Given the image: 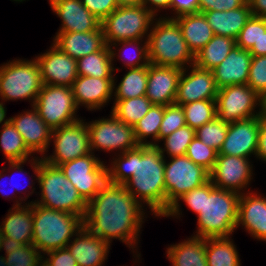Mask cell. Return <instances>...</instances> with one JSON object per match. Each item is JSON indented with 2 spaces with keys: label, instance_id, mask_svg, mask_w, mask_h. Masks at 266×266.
Returning <instances> with one entry per match:
<instances>
[{
  "label": "cell",
  "instance_id": "1",
  "mask_svg": "<svg viewBox=\"0 0 266 266\" xmlns=\"http://www.w3.org/2000/svg\"><path fill=\"white\" fill-rule=\"evenodd\" d=\"M144 207L124 185L107 181L87 203L83 225L91 234L110 244L112 239L120 240L134 253L144 218H147Z\"/></svg>",
  "mask_w": 266,
  "mask_h": 266
},
{
  "label": "cell",
  "instance_id": "2",
  "mask_svg": "<svg viewBox=\"0 0 266 266\" xmlns=\"http://www.w3.org/2000/svg\"><path fill=\"white\" fill-rule=\"evenodd\" d=\"M107 181L124 185L156 217L166 214L165 157L157 145H139L112 158ZM143 202V203H142Z\"/></svg>",
  "mask_w": 266,
  "mask_h": 266
},
{
  "label": "cell",
  "instance_id": "3",
  "mask_svg": "<svg viewBox=\"0 0 266 266\" xmlns=\"http://www.w3.org/2000/svg\"><path fill=\"white\" fill-rule=\"evenodd\" d=\"M28 162L36 176L41 197L28 204H38L48 209L61 210L79 215L83 220L87 212V202L81 197L70 180H68L59 166L51 165L42 157H30Z\"/></svg>",
  "mask_w": 266,
  "mask_h": 266
},
{
  "label": "cell",
  "instance_id": "4",
  "mask_svg": "<svg viewBox=\"0 0 266 266\" xmlns=\"http://www.w3.org/2000/svg\"><path fill=\"white\" fill-rule=\"evenodd\" d=\"M239 199V193L217 188L210 180L203 184L202 210L197 215V230L193 236H231L236 230Z\"/></svg>",
  "mask_w": 266,
  "mask_h": 266
},
{
  "label": "cell",
  "instance_id": "5",
  "mask_svg": "<svg viewBox=\"0 0 266 266\" xmlns=\"http://www.w3.org/2000/svg\"><path fill=\"white\" fill-rule=\"evenodd\" d=\"M155 20L147 39L150 63L180 69L193 65L195 56L188 48L177 21L162 16Z\"/></svg>",
  "mask_w": 266,
  "mask_h": 266
},
{
  "label": "cell",
  "instance_id": "6",
  "mask_svg": "<svg viewBox=\"0 0 266 266\" xmlns=\"http://www.w3.org/2000/svg\"><path fill=\"white\" fill-rule=\"evenodd\" d=\"M83 226L79 215L33 203L32 245L43 254L66 247Z\"/></svg>",
  "mask_w": 266,
  "mask_h": 266
},
{
  "label": "cell",
  "instance_id": "7",
  "mask_svg": "<svg viewBox=\"0 0 266 266\" xmlns=\"http://www.w3.org/2000/svg\"><path fill=\"white\" fill-rule=\"evenodd\" d=\"M43 86L39 63L15 59L0 66V99L4 101L29 100L31 106Z\"/></svg>",
  "mask_w": 266,
  "mask_h": 266
},
{
  "label": "cell",
  "instance_id": "8",
  "mask_svg": "<svg viewBox=\"0 0 266 266\" xmlns=\"http://www.w3.org/2000/svg\"><path fill=\"white\" fill-rule=\"evenodd\" d=\"M155 18L141 4L117 7L101 22L105 44L109 46L112 43L125 40H147L150 33L149 29H151Z\"/></svg>",
  "mask_w": 266,
  "mask_h": 266
},
{
  "label": "cell",
  "instance_id": "9",
  "mask_svg": "<svg viewBox=\"0 0 266 266\" xmlns=\"http://www.w3.org/2000/svg\"><path fill=\"white\" fill-rule=\"evenodd\" d=\"M33 107L52 130L80 119L71 87L43 84Z\"/></svg>",
  "mask_w": 266,
  "mask_h": 266
},
{
  "label": "cell",
  "instance_id": "10",
  "mask_svg": "<svg viewBox=\"0 0 266 266\" xmlns=\"http://www.w3.org/2000/svg\"><path fill=\"white\" fill-rule=\"evenodd\" d=\"M166 213L183 194L210 180L209 172L186 155L171 157L164 164Z\"/></svg>",
  "mask_w": 266,
  "mask_h": 266
},
{
  "label": "cell",
  "instance_id": "11",
  "mask_svg": "<svg viewBox=\"0 0 266 266\" xmlns=\"http://www.w3.org/2000/svg\"><path fill=\"white\" fill-rule=\"evenodd\" d=\"M109 117L87 123L91 152L117 150L122 154L138 147L133 126L123 123L112 112Z\"/></svg>",
  "mask_w": 266,
  "mask_h": 266
},
{
  "label": "cell",
  "instance_id": "12",
  "mask_svg": "<svg viewBox=\"0 0 266 266\" xmlns=\"http://www.w3.org/2000/svg\"><path fill=\"white\" fill-rule=\"evenodd\" d=\"M91 152L59 165L81 197L88 203L107 182V166Z\"/></svg>",
  "mask_w": 266,
  "mask_h": 266
},
{
  "label": "cell",
  "instance_id": "13",
  "mask_svg": "<svg viewBox=\"0 0 266 266\" xmlns=\"http://www.w3.org/2000/svg\"><path fill=\"white\" fill-rule=\"evenodd\" d=\"M261 97L247 84H236L218 89L217 117L226 123L249 119L261 114ZM257 111V112H256Z\"/></svg>",
  "mask_w": 266,
  "mask_h": 266
},
{
  "label": "cell",
  "instance_id": "14",
  "mask_svg": "<svg viewBox=\"0 0 266 266\" xmlns=\"http://www.w3.org/2000/svg\"><path fill=\"white\" fill-rule=\"evenodd\" d=\"M50 141H53V154L44 155L42 160L54 166L91 153L87 122L82 118L53 129Z\"/></svg>",
  "mask_w": 266,
  "mask_h": 266
},
{
  "label": "cell",
  "instance_id": "15",
  "mask_svg": "<svg viewBox=\"0 0 266 266\" xmlns=\"http://www.w3.org/2000/svg\"><path fill=\"white\" fill-rule=\"evenodd\" d=\"M249 160V158L218 154L214 168L209 173L210 181L217 188L243 194L253 179V164Z\"/></svg>",
  "mask_w": 266,
  "mask_h": 266
},
{
  "label": "cell",
  "instance_id": "16",
  "mask_svg": "<svg viewBox=\"0 0 266 266\" xmlns=\"http://www.w3.org/2000/svg\"><path fill=\"white\" fill-rule=\"evenodd\" d=\"M189 68L182 69L174 104L184 105L198 100H216L218 88L212 70L199 68L195 64Z\"/></svg>",
  "mask_w": 266,
  "mask_h": 266
},
{
  "label": "cell",
  "instance_id": "17",
  "mask_svg": "<svg viewBox=\"0 0 266 266\" xmlns=\"http://www.w3.org/2000/svg\"><path fill=\"white\" fill-rule=\"evenodd\" d=\"M41 70L42 83L71 87L77 79V60L63 53L52 43L50 49L36 56Z\"/></svg>",
  "mask_w": 266,
  "mask_h": 266
},
{
  "label": "cell",
  "instance_id": "18",
  "mask_svg": "<svg viewBox=\"0 0 266 266\" xmlns=\"http://www.w3.org/2000/svg\"><path fill=\"white\" fill-rule=\"evenodd\" d=\"M30 191L24 194L25 197H18L16 203L9 209L8 214L1 222L0 228L7 243L15 244H32L33 237V203L27 204L29 195L36 190L33 186L29 187ZM30 192V193H29ZM23 202V205H22ZM25 203V204H24Z\"/></svg>",
  "mask_w": 266,
  "mask_h": 266
},
{
  "label": "cell",
  "instance_id": "19",
  "mask_svg": "<svg viewBox=\"0 0 266 266\" xmlns=\"http://www.w3.org/2000/svg\"><path fill=\"white\" fill-rule=\"evenodd\" d=\"M259 138V116L229 123L225 141L218 154L256 157Z\"/></svg>",
  "mask_w": 266,
  "mask_h": 266
},
{
  "label": "cell",
  "instance_id": "20",
  "mask_svg": "<svg viewBox=\"0 0 266 266\" xmlns=\"http://www.w3.org/2000/svg\"><path fill=\"white\" fill-rule=\"evenodd\" d=\"M31 108L8 119L23 137L24 143L33 155L39 153L43 157L51 145L53 130L42 120L37 110L33 106Z\"/></svg>",
  "mask_w": 266,
  "mask_h": 266
},
{
  "label": "cell",
  "instance_id": "21",
  "mask_svg": "<svg viewBox=\"0 0 266 266\" xmlns=\"http://www.w3.org/2000/svg\"><path fill=\"white\" fill-rule=\"evenodd\" d=\"M182 69L171 66L148 65L145 96L155 105L174 104Z\"/></svg>",
  "mask_w": 266,
  "mask_h": 266
},
{
  "label": "cell",
  "instance_id": "22",
  "mask_svg": "<svg viewBox=\"0 0 266 266\" xmlns=\"http://www.w3.org/2000/svg\"><path fill=\"white\" fill-rule=\"evenodd\" d=\"M54 14L62 21L58 32H90L101 27L99 21L81 0H49Z\"/></svg>",
  "mask_w": 266,
  "mask_h": 266
},
{
  "label": "cell",
  "instance_id": "23",
  "mask_svg": "<svg viewBox=\"0 0 266 266\" xmlns=\"http://www.w3.org/2000/svg\"><path fill=\"white\" fill-rule=\"evenodd\" d=\"M114 78H96L80 76L71 86L77 107L85 106L87 110L96 111L107 105L112 99Z\"/></svg>",
  "mask_w": 266,
  "mask_h": 266
},
{
  "label": "cell",
  "instance_id": "24",
  "mask_svg": "<svg viewBox=\"0 0 266 266\" xmlns=\"http://www.w3.org/2000/svg\"><path fill=\"white\" fill-rule=\"evenodd\" d=\"M253 238L266 242V197L247 191L241 193L236 228L241 226Z\"/></svg>",
  "mask_w": 266,
  "mask_h": 266
},
{
  "label": "cell",
  "instance_id": "25",
  "mask_svg": "<svg viewBox=\"0 0 266 266\" xmlns=\"http://www.w3.org/2000/svg\"><path fill=\"white\" fill-rule=\"evenodd\" d=\"M77 266H102L107 259L110 243L91 234L84 226L67 246Z\"/></svg>",
  "mask_w": 266,
  "mask_h": 266
},
{
  "label": "cell",
  "instance_id": "26",
  "mask_svg": "<svg viewBox=\"0 0 266 266\" xmlns=\"http://www.w3.org/2000/svg\"><path fill=\"white\" fill-rule=\"evenodd\" d=\"M252 55L247 49L233 47L228 56L212 69L218 89L236 84H247Z\"/></svg>",
  "mask_w": 266,
  "mask_h": 266
},
{
  "label": "cell",
  "instance_id": "27",
  "mask_svg": "<svg viewBox=\"0 0 266 266\" xmlns=\"http://www.w3.org/2000/svg\"><path fill=\"white\" fill-rule=\"evenodd\" d=\"M53 44L74 59L101 50L106 44L102 27L90 32H57Z\"/></svg>",
  "mask_w": 266,
  "mask_h": 266
},
{
  "label": "cell",
  "instance_id": "28",
  "mask_svg": "<svg viewBox=\"0 0 266 266\" xmlns=\"http://www.w3.org/2000/svg\"><path fill=\"white\" fill-rule=\"evenodd\" d=\"M215 35L237 39L242 28L252 16L249 3L229 11L203 12Z\"/></svg>",
  "mask_w": 266,
  "mask_h": 266
},
{
  "label": "cell",
  "instance_id": "29",
  "mask_svg": "<svg viewBox=\"0 0 266 266\" xmlns=\"http://www.w3.org/2000/svg\"><path fill=\"white\" fill-rule=\"evenodd\" d=\"M188 48L195 56L215 35L203 13L185 14L175 18Z\"/></svg>",
  "mask_w": 266,
  "mask_h": 266
},
{
  "label": "cell",
  "instance_id": "30",
  "mask_svg": "<svg viewBox=\"0 0 266 266\" xmlns=\"http://www.w3.org/2000/svg\"><path fill=\"white\" fill-rule=\"evenodd\" d=\"M166 256L172 266H208L206 258V238L192 236L170 245Z\"/></svg>",
  "mask_w": 266,
  "mask_h": 266
},
{
  "label": "cell",
  "instance_id": "31",
  "mask_svg": "<svg viewBox=\"0 0 266 266\" xmlns=\"http://www.w3.org/2000/svg\"><path fill=\"white\" fill-rule=\"evenodd\" d=\"M110 47L105 45L101 50L77 59V73L80 76L96 78H114L115 69Z\"/></svg>",
  "mask_w": 266,
  "mask_h": 266
},
{
  "label": "cell",
  "instance_id": "32",
  "mask_svg": "<svg viewBox=\"0 0 266 266\" xmlns=\"http://www.w3.org/2000/svg\"><path fill=\"white\" fill-rule=\"evenodd\" d=\"M235 46V39L221 35H214L212 39L195 55L194 64L199 68L212 70L228 56Z\"/></svg>",
  "mask_w": 266,
  "mask_h": 266
},
{
  "label": "cell",
  "instance_id": "33",
  "mask_svg": "<svg viewBox=\"0 0 266 266\" xmlns=\"http://www.w3.org/2000/svg\"><path fill=\"white\" fill-rule=\"evenodd\" d=\"M238 253L230 236L206 238L208 266H241Z\"/></svg>",
  "mask_w": 266,
  "mask_h": 266
},
{
  "label": "cell",
  "instance_id": "34",
  "mask_svg": "<svg viewBox=\"0 0 266 266\" xmlns=\"http://www.w3.org/2000/svg\"><path fill=\"white\" fill-rule=\"evenodd\" d=\"M115 80L114 77V100H126L129 98L145 96L148 84V66L129 69L117 87Z\"/></svg>",
  "mask_w": 266,
  "mask_h": 266
},
{
  "label": "cell",
  "instance_id": "35",
  "mask_svg": "<svg viewBox=\"0 0 266 266\" xmlns=\"http://www.w3.org/2000/svg\"><path fill=\"white\" fill-rule=\"evenodd\" d=\"M165 106L153 104L148 113L134 126V134L139 145H159V131ZM152 137V141L147 138ZM148 141V142H147Z\"/></svg>",
  "mask_w": 266,
  "mask_h": 266
},
{
  "label": "cell",
  "instance_id": "36",
  "mask_svg": "<svg viewBox=\"0 0 266 266\" xmlns=\"http://www.w3.org/2000/svg\"><path fill=\"white\" fill-rule=\"evenodd\" d=\"M0 131V149L8 161L28 160L32 152L24 143L23 137L16 130L10 120L1 126Z\"/></svg>",
  "mask_w": 266,
  "mask_h": 266
},
{
  "label": "cell",
  "instance_id": "37",
  "mask_svg": "<svg viewBox=\"0 0 266 266\" xmlns=\"http://www.w3.org/2000/svg\"><path fill=\"white\" fill-rule=\"evenodd\" d=\"M5 256L0 257V266H39L43 255L32 244L4 243Z\"/></svg>",
  "mask_w": 266,
  "mask_h": 266
},
{
  "label": "cell",
  "instance_id": "38",
  "mask_svg": "<svg viewBox=\"0 0 266 266\" xmlns=\"http://www.w3.org/2000/svg\"><path fill=\"white\" fill-rule=\"evenodd\" d=\"M152 105L146 96L114 100L111 112L123 123L134 126L148 113Z\"/></svg>",
  "mask_w": 266,
  "mask_h": 266
},
{
  "label": "cell",
  "instance_id": "39",
  "mask_svg": "<svg viewBox=\"0 0 266 266\" xmlns=\"http://www.w3.org/2000/svg\"><path fill=\"white\" fill-rule=\"evenodd\" d=\"M119 45L120 47H118ZM131 46L135 48L134 50H136V53L132 57L129 56L127 59H125L126 57L123 59L124 56L121 53L122 50H125V49L127 50ZM109 47H110L112 59L114 60L115 57L117 59V56H118V59L120 60L123 59L122 62L125 61L123 62V64H125L124 66L127 67V69L139 68L143 66H148L150 64L149 52H148V40L144 41L142 39H134V40L119 41L116 43H112L111 45H109ZM116 49H118L117 50L118 53H116Z\"/></svg>",
  "mask_w": 266,
  "mask_h": 266
},
{
  "label": "cell",
  "instance_id": "40",
  "mask_svg": "<svg viewBox=\"0 0 266 266\" xmlns=\"http://www.w3.org/2000/svg\"><path fill=\"white\" fill-rule=\"evenodd\" d=\"M181 106L186 125L194 130L217 117L216 100H198Z\"/></svg>",
  "mask_w": 266,
  "mask_h": 266
},
{
  "label": "cell",
  "instance_id": "41",
  "mask_svg": "<svg viewBox=\"0 0 266 266\" xmlns=\"http://www.w3.org/2000/svg\"><path fill=\"white\" fill-rule=\"evenodd\" d=\"M194 137L195 130L185 125L161 140V142H164V148L161 145L157 146L164 157H166L165 152L170 158L183 156L186 154L187 148Z\"/></svg>",
  "mask_w": 266,
  "mask_h": 266
},
{
  "label": "cell",
  "instance_id": "42",
  "mask_svg": "<svg viewBox=\"0 0 266 266\" xmlns=\"http://www.w3.org/2000/svg\"><path fill=\"white\" fill-rule=\"evenodd\" d=\"M229 124L223 122L218 117L204 124L195 130V136L205 145L215 149L217 152L221 149L225 141Z\"/></svg>",
  "mask_w": 266,
  "mask_h": 266
},
{
  "label": "cell",
  "instance_id": "43",
  "mask_svg": "<svg viewBox=\"0 0 266 266\" xmlns=\"http://www.w3.org/2000/svg\"><path fill=\"white\" fill-rule=\"evenodd\" d=\"M185 155L195 164L202 166L210 173L214 168L218 152L205 145L195 136L189 144Z\"/></svg>",
  "mask_w": 266,
  "mask_h": 266
},
{
  "label": "cell",
  "instance_id": "44",
  "mask_svg": "<svg viewBox=\"0 0 266 266\" xmlns=\"http://www.w3.org/2000/svg\"><path fill=\"white\" fill-rule=\"evenodd\" d=\"M185 125V116L181 105L171 104L165 106L163 120L160 125L159 142Z\"/></svg>",
  "mask_w": 266,
  "mask_h": 266
},
{
  "label": "cell",
  "instance_id": "45",
  "mask_svg": "<svg viewBox=\"0 0 266 266\" xmlns=\"http://www.w3.org/2000/svg\"><path fill=\"white\" fill-rule=\"evenodd\" d=\"M247 85L260 97L266 93V55L252 56Z\"/></svg>",
  "mask_w": 266,
  "mask_h": 266
},
{
  "label": "cell",
  "instance_id": "46",
  "mask_svg": "<svg viewBox=\"0 0 266 266\" xmlns=\"http://www.w3.org/2000/svg\"><path fill=\"white\" fill-rule=\"evenodd\" d=\"M180 200L185 202L187 207L192 210L197 215L199 214L200 210H202V203H203V185L195 188L187 193L183 194L177 201L168 209L167 213L163 217H181V205ZM181 211V212H180Z\"/></svg>",
  "mask_w": 266,
  "mask_h": 266
},
{
  "label": "cell",
  "instance_id": "47",
  "mask_svg": "<svg viewBox=\"0 0 266 266\" xmlns=\"http://www.w3.org/2000/svg\"><path fill=\"white\" fill-rule=\"evenodd\" d=\"M260 38V17L251 16L246 25L240 31L236 39V45L241 49L249 50L253 44H257Z\"/></svg>",
  "mask_w": 266,
  "mask_h": 266
},
{
  "label": "cell",
  "instance_id": "48",
  "mask_svg": "<svg viewBox=\"0 0 266 266\" xmlns=\"http://www.w3.org/2000/svg\"><path fill=\"white\" fill-rule=\"evenodd\" d=\"M81 1L82 4L101 22L118 7L116 0Z\"/></svg>",
  "mask_w": 266,
  "mask_h": 266
},
{
  "label": "cell",
  "instance_id": "49",
  "mask_svg": "<svg viewBox=\"0 0 266 266\" xmlns=\"http://www.w3.org/2000/svg\"><path fill=\"white\" fill-rule=\"evenodd\" d=\"M43 262L48 266H77L76 260L67 247L46 252L43 254Z\"/></svg>",
  "mask_w": 266,
  "mask_h": 266
},
{
  "label": "cell",
  "instance_id": "50",
  "mask_svg": "<svg viewBox=\"0 0 266 266\" xmlns=\"http://www.w3.org/2000/svg\"><path fill=\"white\" fill-rule=\"evenodd\" d=\"M247 3V0H199V12L229 11Z\"/></svg>",
  "mask_w": 266,
  "mask_h": 266
},
{
  "label": "cell",
  "instance_id": "51",
  "mask_svg": "<svg viewBox=\"0 0 266 266\" xmlns=\"http://www.w3.org/2000/svg\"><path fill=\"white\" fill-rule=\"evenodd\" d=\"M170 9L174 12V16L166 17L175 19L181 15L199 12V0H171ZM176 15V16H175Z\"/></svg>",
  "mask_w": 266,
  "mask_h": 266
},
{
  "label": "cell",
  "instance_id": "52",
  "mask_svg": "<svg viewBox=\"0 0 266 266\" xmlns=\"http://www.w3.org/2000/svg\"><path fill=\"white\" fill-rule=\"evenodd\" d=\"M256 158L266 162V115H259V138Z\"/></svg>",
  "mask_w": 266,
  "mask_h": 266
},
{
  "label": "cell",
  "instance_id": "53",
  "mask_svg": "<svg viewBox=\"0 0 266 266\" xmlns=\"http://www.w3.org/2000/svg\"><path fill=\"white\" fill-rule=\"evenodd\" d=\"M248 51L252 56L266 55V18L260 17V38Z\"/></svg>",
  "mask_w": 266,
  "mask_h": 266
},
{
  "label": "cell",
  "instance_id": "54",
  "mask_svg": "<svg viewBox=\"0 0 266 266\" xmlns=\"http://www.w3.org/2000/svg\"><path fill=\"white\" fill-rule=\"evenodd\" d=\"M171 0H141V5L148 9L155 17L161 10H168L170 8Z\"/></svg>",
  "mask_w": 266,
  "mask_h": 266
},
{
  "label": "cell",
  "instance_id": "55",
  "mask_svg": "<svg viewBox=\"0 0 266 266\" xmlns=\"http://www.w3.org/2000/svg\"><path fill=\"white\" fill-rule=\"evenodd\" d=\"M247 2L252 16L266 18V0H247Z\"/></svg>",
  "mask_w": 266,
  "mask_h": 266
},
{
  "label": "cell",
  "instance_id": "56",
  "mask_svg": "<svg viewBox=\"0 0 266 266\" xmlns=\"http://www.w3.org/2000/svg\"><path fill=\"white\" fill-rule=\"evenodd\" d=\"M28 160H22V161H8V163H9V165L10 166H8V169H7V167H3L4 169H5V172H9L10 173V171L11 170H13V171H16V172H21L22 174H23V165L27 162ZM8 170V171H7ZM15 177H13L12 176V184H13V187L15 188V192H16V190L18 191V190H20V192H21V185H20V183H17L16 181L17 180H15L14 179ZM15 180V181H14ZM15 183H14V182ZM20 185V186H19ZM23 187V186H22ZM24 189V187L22 188V190Z\"/></svg>",
  "mask_w": 266,
  "mask_h": 266
},
{
  "label": "cell",
  "instance_id": "57",
  "mask_svg": "<svg viewBox=\"0 0 266 266\" xmlns=\"http://www.w3.org/2000/svg\"><path fill=\"white\" fill-rule=\"evenodd\" d=\"M118 7L137 6L141 4V0H116Z\"/></svg>",
  "mask_w": 266,
  "mask_h": 266
},
{
  "label": "cell",
  "instance_id": "58",
  "mask_svg": "<svg viewBox=\"0 0 266 266\" xmlns=\"http://www.w3.org/2000/svg\"><path fill=\"white\" fill-rule=\"evenodd\" d=\"M2 102H0V125H4L9 119L5 120L6 117V108ZM3 122V123H2Z\"/></svg>",
  "mask_w": 266,
  "mask_h": 266
},
{
  "label": "cell",
  "instance_id": "59",
  "mask_svg": "<svg viewBox=\"0 0 266 266\" xmlns=\"http://www.w3.org/2000/svg\"><path fill=\"white\" fill-rule=\"evenodd\" d=\"M4 173V174H3ZM7 176V174H5V169L4 168H2V170H1V172H0V179H1V181L5 178V180H7L8 178L6 177ZM4 177V178H3ZM3 178V179H2ZM7 178V179H6ZM10 178V182L12 181V174H11V177H9ZM3 185V184H2ZM13 185V184H12ZM0 186H1V183H0ZM4 187V186H3ZM1 188V187H0ZM2 190V191H1ZM0 191L2 192L1 194H2V196H4L3 194V192H4V190L3 189H1ZM5 195H7V196H4V197H9V194L7 193H5Z\"/></svg>",
  "mask_w": 266,
  "mask_h": 266
},
{
  "label": "cell",
  "instance_id": "60",
  "mask_svg": "<svg viewBox=\"0 0 266 266\" xmlns=\"http://www.w3.org/2000/svg\"><path fill=\"white\" fill-rule=\"evenodd\" d=\"M261 114L266 115V93L261 97Z\"/></svg>",
  "mask_w": 266,
  "mask_h": 266
},
{
  "label": "cell",
  "instance_id": "61",
  "mask_svg": "<svg viewBox=\"0 0 266 266\" xmlns=\"http://www.w3.org/2000/svg\"><path fill=\"white\" fill-rule=\"evenodd\" d=\"M4 243H5V238H4L3 233L1 231V228H0V251L3 250Z\"/></svg>",
  "mask_w": 266,
  "mask_h": 266
},
{
  "label": "cell",
  "instance_id": "62",
  "mask_svg": "<svg viewBox=\"0 0 266 266\" xmlns=\"http://www.w3.org/2000/svg\"><path fill=\"white\" fill-rule=\"evenodd\" d=\"M39 266H48L43 261L39 264Z\"/></svg>",
  "mask_w": 266,
  "mask_h": 266
},
{
  "label": "cell",
  "instance_id": "63",
  "mask_svg": "<svg viewBox=\"0 0 266 266\" xmlns=\"http://www.w3.org/2000/svg\"><path fill=\"white\" fill-rule=\"evenodd\" d=\"M13 1H16V2H22V1H25V0H13Z\"/></svg>",
  "mask_w": 266,
  "mask_h": 266
}]
</instances>
